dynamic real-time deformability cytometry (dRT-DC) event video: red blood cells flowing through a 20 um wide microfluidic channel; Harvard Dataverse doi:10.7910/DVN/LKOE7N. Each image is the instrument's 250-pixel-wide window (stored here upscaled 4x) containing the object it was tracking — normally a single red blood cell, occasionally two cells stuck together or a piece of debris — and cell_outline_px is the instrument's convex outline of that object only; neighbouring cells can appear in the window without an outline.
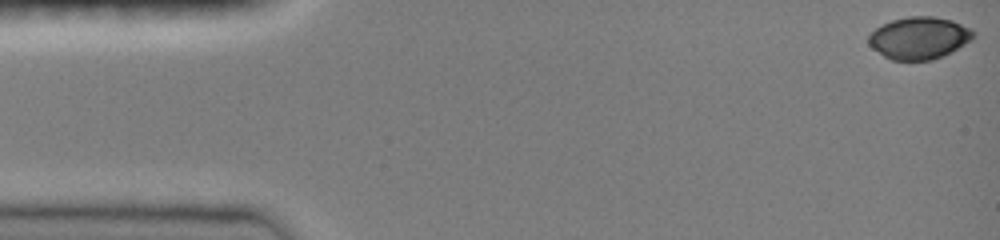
{"species": "common noctule bat (a hibernating species)", "species_latin": "Nyctalus noctula", "temperature_condition": "room temperature", "stored_images_in_passage": 43, "camera_frame_rate_fps": 3000, "um_per_image_px": 0.085, "animal": {"sex": "female", "body_mass_g": 19.0, "forearm_length_mm": 51.5}, "frame": {"image": 1, "passage_image": 1, "time_ms": 0.0, "image_size_px": [1000, 240], "cell_outline_px": [[976, 36], [972, 40], [932, 60], [892, 60], [884, 56], [872, 48], [868, 44], [868, 36], [876, 28], [892, 20], [908, 16], [936, 16], [952, 20], [972, 28], [976, 32]], "centroid_in_image_um": [78.14, 3.21], "position_along_channel_um": 6.9, "area_um2": 25.72}}
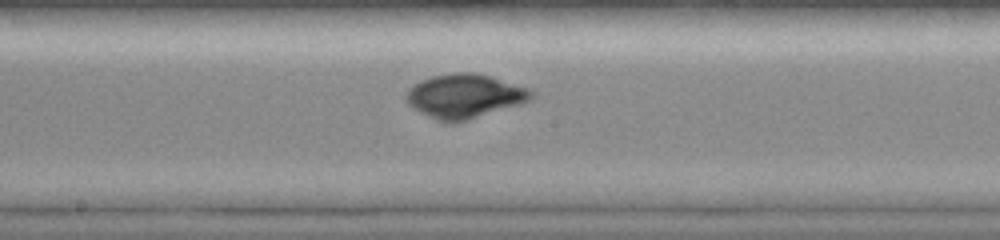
{"frame": {"image": 2, "passage_image": 25, "time_ms": 8.0, "image_size_px": [1000, 240], "cell_outline_px": [[536, 96], [532, 100], [520, 104], [452, 124], [444, 124], [412, 108], [404, 100], [404, 96], [408, 88], [420, 80], [432, 76], [452, 72], [476, 72], [492, 76], [528, 88], [536, 92]], "centroid_in_image_um": [39.47, 8.16], "position_along_channel_um": 208.7, "area_um2": 32.71}}
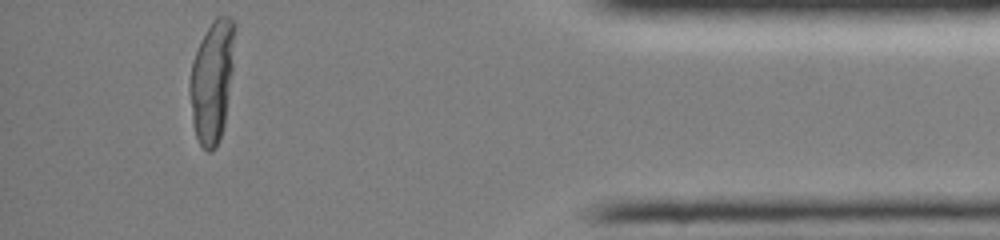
{"frame": {"image": 3, "passage_image": 43, "time_ms": 14.0, "image_size_px": [1000, 240], "cell_outline_px": [[236, 28], [232, 72], [224, 124], [220, 140], [216, 148], [212, 152], [208, 152], [200, 144], [196, 136], [192, 124], [188, 92], [188, 84], [192, 60], [200, 40], [212, 20], [216, 16], [228, 16], [236, 24]], "centroid_in_image_um": [18.0, 6.89], "position_along_channel_um": 417.2, "area_um2": 32.66}}